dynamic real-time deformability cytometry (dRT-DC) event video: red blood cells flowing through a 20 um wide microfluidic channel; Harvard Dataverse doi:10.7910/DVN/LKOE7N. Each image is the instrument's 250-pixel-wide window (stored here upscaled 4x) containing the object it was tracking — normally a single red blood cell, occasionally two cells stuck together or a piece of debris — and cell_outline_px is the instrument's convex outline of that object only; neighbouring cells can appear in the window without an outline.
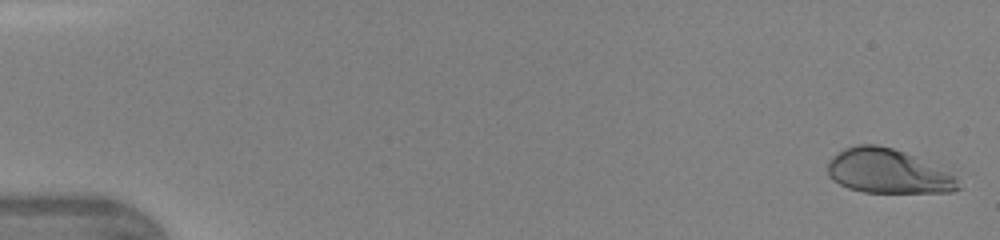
{"species": "human", "species_latin": "Homo sapiens", "temperature_condition": "warm", "stored_images_in_passage": 44, "camera_frame_rate_fps": 3000, "um_per_image_px": 0.085, "donor": {"sex": "female"}, "frame": {"image": 1, "passage_image": 1, "time_ms": 0.0, "image_size_px": [1000, 240], "cell_outline_px": [[964, 188], [952, 192], [864, 192], [848, 188], [832, 180], [828, 176], [828, 160], [844, 148], [856, 144], [876, 144], [892, 148], [904, 152], [948, 172], [956, 176]], "centroid_in_image_um": [75.47, 14.57], "position_along_channel_um": 9.5, "area_um2": 33.7}}
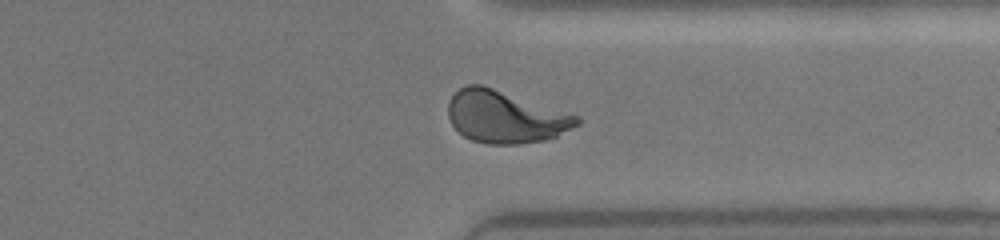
{"frame": {"image": 2, "passage_image": 35, "time_ms": 11.333, "image_size_px": [1000, 240], "cell_outline_px": [[580, 124], [556, 136], [544, 140], [520, 144], [488, 144], [472, 140], [464, 136], [452, 124], [448, 116], [448, 100], [460, 88], [468, 84], [480, 84], [580, 116]], "centroid_in_image_um": [42.94, 9.94], "position_along_channel_um": 368.5, "area_um2": 38.9}}
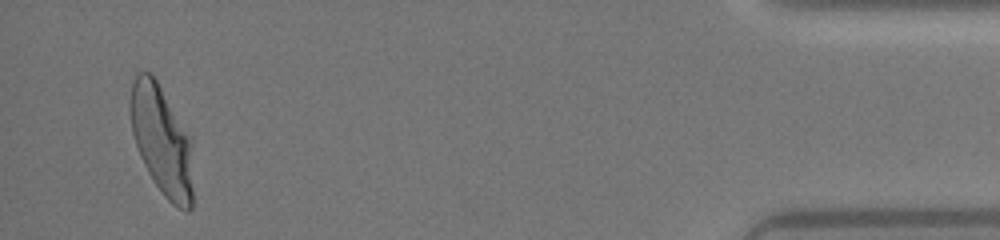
{"frame": {"image": 3, "passage_image": 43, "time_ms": 14.0, "image_size_px": [1000, 240], "cell_outline_px": [[192, 208], [188, 212], [184, 212], [172, 204], [164, 196], [148, 172], [140, 156], [132, 132], [128, 108], [128, 104], [132, 84], [136, 72], [148, 72], [156, 80], [192, 144]], "centroid_in_image_um": [13.72, 11.98], "position_along_channel_um": 421.5, "area_um2": 39.59}}